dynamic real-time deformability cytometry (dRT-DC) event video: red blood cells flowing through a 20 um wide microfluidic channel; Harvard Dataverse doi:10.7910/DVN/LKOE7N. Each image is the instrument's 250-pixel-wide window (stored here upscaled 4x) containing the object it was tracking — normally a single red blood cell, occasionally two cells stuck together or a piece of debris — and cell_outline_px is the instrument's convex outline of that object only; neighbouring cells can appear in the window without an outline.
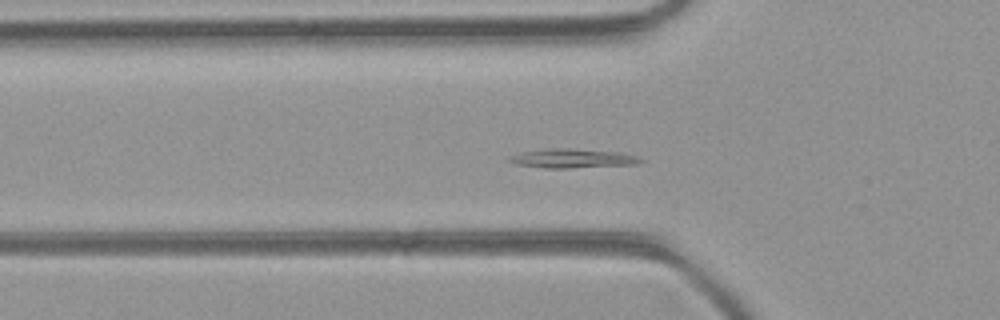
{"species": "common noctule bat (a hibernating species)", "species_latin": "Nyctalus noctula", "temperature_condition": "room temperature", "stored_images_in_passage": 35, "camera_frame_rate_fps": 3000, "um_per_image_px": 0.085, "animal": {"sex": "female", "body_mass_g": 21.9}, "frame": {"image": 1, "passage_image": 3, "time_ms": 0.667, "image_size_px": [1000, 320], "cell_outline_px": [[644, 160], [636, 164], [568, 168], [544, 168], [516, 164], [504, 160], [508, 156], [520, 152], [544, 148], [568, 148], [624, 152], [636, 156]], "centroid_in_image_um": [48.59, 13.45], "position_along_channel_um": 77.2, "area_um2": 14.91}}
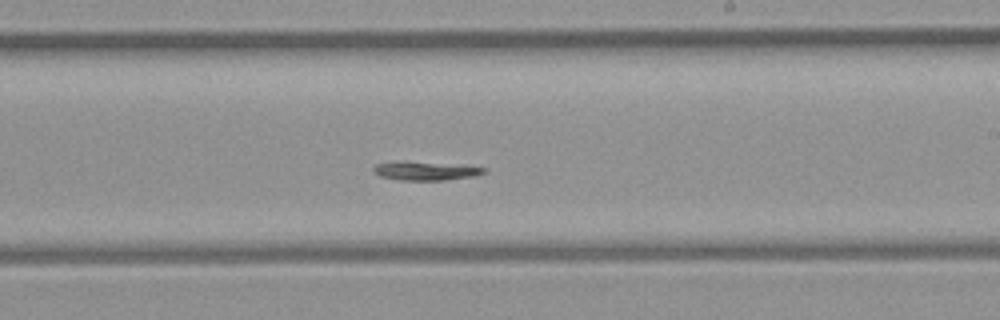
{"frame": {"image": 2, "passage_image": 15, "time_ms": 4.667, "image_size_px": [1000, 320], "cell_outline_px": [[488, 168], [484, 172], [476, 176], [444, 180], [400, 180], [380, 176], [372, 172], [372, 168], [376, 164], [392, 160], [404, 160], [464, 164]], "centroid_in_image_um": [36.16, 14.48], "position_along_channel_um": 252.8, "area_um2": 12.72}}
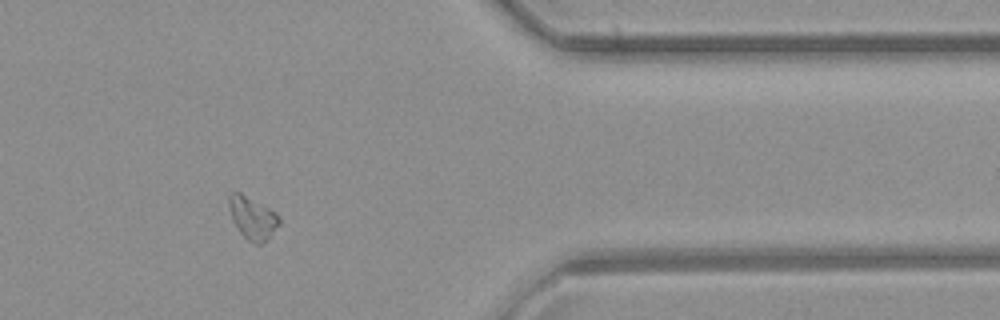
{"frame": {"image": 3, "passage_image": 26, "time_ms": 8.333, "image_size_px": [1000, 320], "cell_outline_px": [[280, 224], [264, 244], [256, 244], [248, 240], [240, 232], [232, 220], [228, 208], [228, 196], [232, 192], [240, 192], [276, 212], [280, 216]], "centroid_in_image_um": [21.47, 18.53], "position_along_channel_um": 389.9, "area_um2": 12.6}}